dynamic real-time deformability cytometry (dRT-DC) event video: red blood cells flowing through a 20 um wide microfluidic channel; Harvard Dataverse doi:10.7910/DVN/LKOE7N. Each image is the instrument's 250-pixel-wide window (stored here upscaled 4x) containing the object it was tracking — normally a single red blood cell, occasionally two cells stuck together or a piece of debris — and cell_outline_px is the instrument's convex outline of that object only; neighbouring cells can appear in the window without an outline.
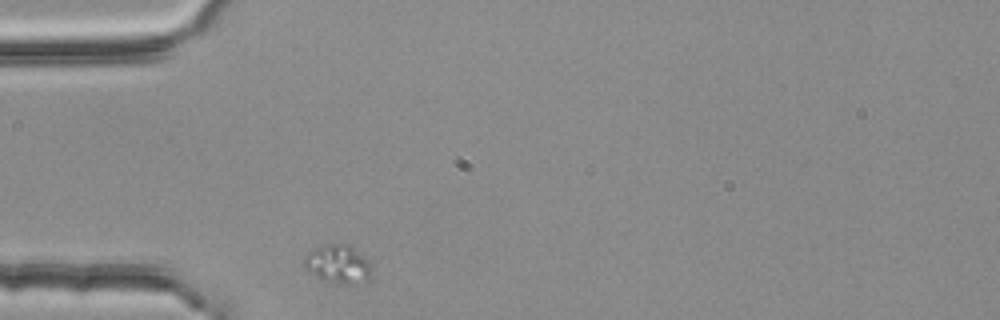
{"species": "common noctule bat (a hibernating species)", "species_latin": "Nyctalus noctula", "temperature_condition": "room temperature", "stored_images_in_passage": 31, "camera_frame_rate_fps": 3000, "um_per_image_px": 0.085, "animal": {"sex": "female", "body_mass_g": 25.1}, "frame": {"image": 1, "passage_image": 1, "time_ms": 0.0, "image_size_px": [1000, 320], "cell_outline_px": [[372, 276], [368, 280], [348, 284], [340, 284], [320, 280], [304, 268], [304, 256], [308, 252], [324, 244], [348, 244], [364, 256], [368, 260], [372, 268]], "centroid_in_image_um": [28.73, 22.46], "position_along_channel_um": 56.3, "area_um2": 15.32}}